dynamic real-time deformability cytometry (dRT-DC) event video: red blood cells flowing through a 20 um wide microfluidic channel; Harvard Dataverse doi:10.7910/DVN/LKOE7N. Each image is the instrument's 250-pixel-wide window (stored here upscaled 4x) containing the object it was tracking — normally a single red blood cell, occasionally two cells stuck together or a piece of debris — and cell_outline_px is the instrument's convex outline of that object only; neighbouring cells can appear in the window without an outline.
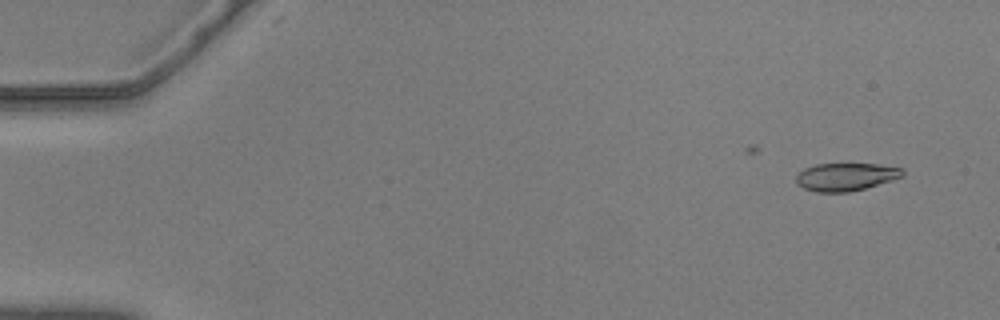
{"species": "common noctule bat (a hibernating species)", "species_latin": "Nyctalus noctula", "temperature_condition": "warm", "stored_images_in_passage": 16, "camera_frame_rate_fps": 3000, "um_per_image_px": 0.085, "animal": {"sex": "male", "body_mass_g": 20.5, "forearm_length_mm": 52.5}, "frame": {"image": 1, "passage_image": 3, "time_ms": 0.667, "image_size_px": [1000, 320], "cell_outline_px": [[904, 176], [892, 180], [864, 188], [848, 192], [816, 192], [804, 188], [796, 184], [796, 176], [804, 168], [816, 164], [876, 164], [904, 168]], "centroid_in_image_um": [71.89, 15.03], "position_along_channel_um": 13.1, "area_um2": 17.22}}
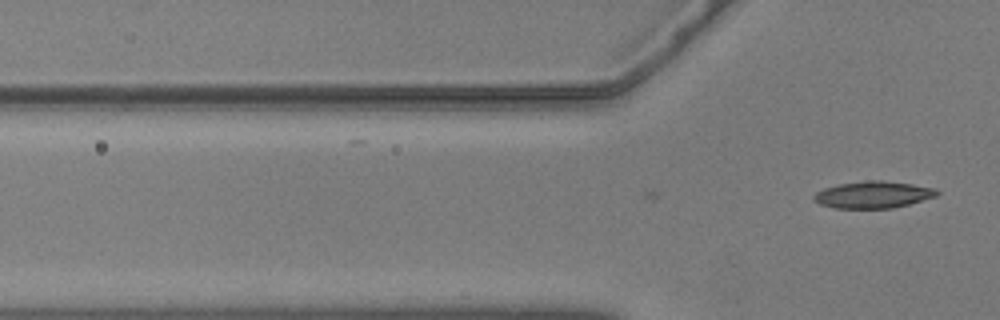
{"frame": {"image": 2, "passage_image": 16, "time_ms": 5.0, "image_size_px": [1000, 320], "cell_outline_px": [[940, 192], [936, 196], [908, 204], [892, 208], [836, 208], [820, 204], [812, 200], [812, 196], [816, 192], [824, 188], [840, 184], [868, 180], [880, 180], [912, 184], [936, 188]], "centroid_in_image_um": [74.2, 16.54], "position_along_channel_um": 51.6, "area_um2": 19.19}}